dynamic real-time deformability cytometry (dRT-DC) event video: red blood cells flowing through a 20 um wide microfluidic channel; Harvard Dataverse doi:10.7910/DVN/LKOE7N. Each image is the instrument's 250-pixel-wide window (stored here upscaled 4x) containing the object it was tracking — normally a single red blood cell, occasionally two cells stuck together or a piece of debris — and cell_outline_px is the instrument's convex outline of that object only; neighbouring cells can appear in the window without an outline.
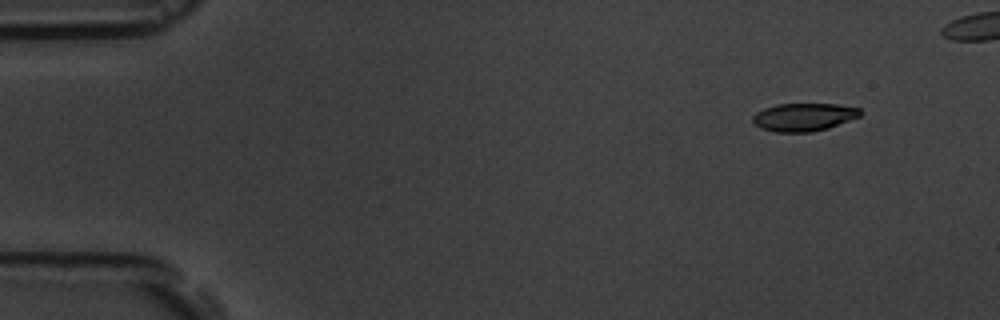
{"species": "common noctule bat (a hibernating species)", "species_latin": "Nyctalus noctula", "temperature_condition": "room temperature", "stored_images_in_passage": 5, "camera_frame_rate_fps": 3000, "um_per_image_px": 0.085, "animal": {"sex": "male", "body_mass_g": 19.5, "forearm_length_mm": 54.6}, "frame": {"image": 1, "passage_image": 1, "time_ms": 0.0, "image_size_px": [1000, 320], "cell_outline_px": [[864, 112], [860, 116], [828, 128], [812, 132], [776, 132], [760, 128], [752, 120], [752, 116], [756, 112], [764, 108], [776, 104], [836, 104], [860, 108]], "centroid_in_image_um": [68.33, 9.95], "position_along_channel_um": 16.7, "area_um2": 17.57}}